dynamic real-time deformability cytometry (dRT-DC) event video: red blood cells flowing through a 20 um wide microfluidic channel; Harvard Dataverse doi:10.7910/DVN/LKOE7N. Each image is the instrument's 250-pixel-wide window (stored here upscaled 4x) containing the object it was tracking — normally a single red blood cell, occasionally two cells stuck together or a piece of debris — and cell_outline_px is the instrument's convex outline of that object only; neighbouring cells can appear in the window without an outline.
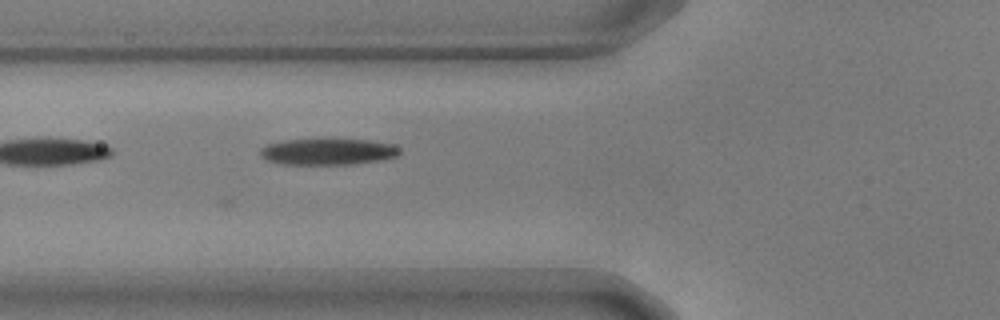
{"species": "common noctule bat (a hibernating species)", "species_latin": "Nyctalus noctula", "temperature_condition": "warm", "stored_images_in_passage": 13, "camera_frame_rate_fps": 3000, "um_per_image_px": 0.085, "animal": {"sex": "male", "body_mass_g": 17.9, "forearm_length_mm": 54.2}, "frame": {"image": 1, "passage_image": 9, "time_ms": 2.667, "image_size_px": [1000, 320], "cell_outline_px": [[400, 152], [396, 156], [380, 160], [356, 164], [280, 164], [264, 160], [260, 156], [260, 148], [268, 144], [284, 140], [368, 140], [392, 144], [400, 148]], "centroid_in_image_um": [27.83, 12.91], "position_along_channel_um": 98.0, "area_um2": 21.27}}